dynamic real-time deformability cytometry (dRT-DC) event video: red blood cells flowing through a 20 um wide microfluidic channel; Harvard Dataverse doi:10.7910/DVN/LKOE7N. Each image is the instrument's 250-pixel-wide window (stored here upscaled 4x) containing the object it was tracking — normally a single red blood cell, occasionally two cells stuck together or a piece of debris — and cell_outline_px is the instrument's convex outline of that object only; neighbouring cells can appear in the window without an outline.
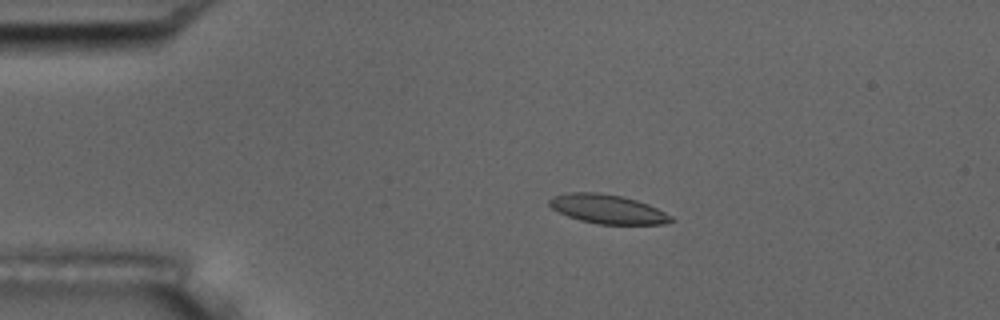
{"species": "common noctule bat (a hibernating species)", "species_latin": "Nyctalus noctula", "temperature_condition": "room temperature", "stored_images_in_passage": 50, "camera_frame_rate_fps": 3000, "um_per_image_px": 0.085, "animal": {"sex": "male", "body_mass_g": 17.5, "forearm_length_mm": 52.3}, "frame": {"image": 1, "passage_image": 5, "time_ms": 1.333, "image_size_px": [1000, 320], "cell_outline_px": [[672, 220], [664, 224], [600, 224], [580, 220], [568, 216], [552, 208], [548, 204], [548, 200], [552, 196], [568, 192], [596, 192], [620, 196], [636, 200], [648, 204], [672, 216]], "centroid_in_image_um": [51.61, 17.76], "position_along_channel_um": 33.4, "area_um2": 20.4}}
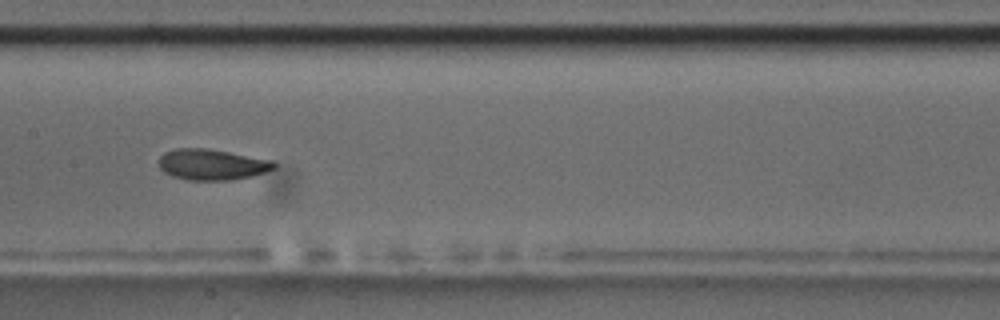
{"frame": {"image": 2, "passage_image": 22, "time_ms": 7.0, "image_size_px": [1000, 320], "cell_outline_px": [[276, 168], [252, 176], [228, 180], [188, 180], [172, 176], [164, 172], [160, 168], [160, 156], [164, 152], [176, 148], [208, 148], [272, 160], [276, 164]], "centroid_in_image_um": [18.01, 13.98], "position_along_channel_um": 189.4, "area_um2": 20.69}}
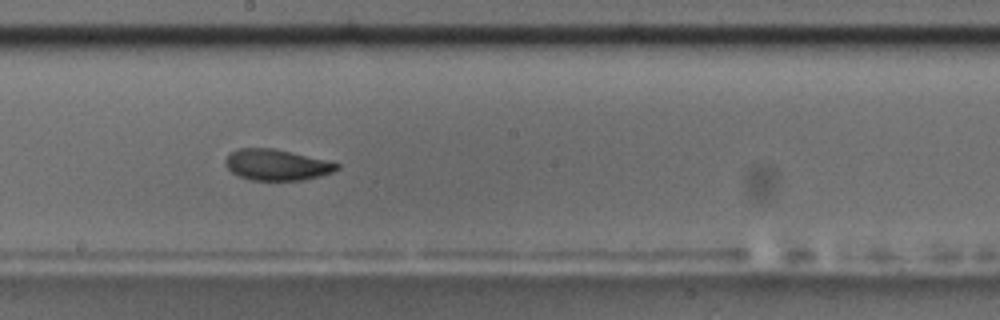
{"frame": {"image": 3, "passage_image": 25, "time_ms": 8.0, "image_size_px": [1000, 320], "cell_outline_px": [[340, 168], [332, 172], [304, 180], [252, 180], [240, 176], [232, 172], [224, 164], [224, 160], [228, 152], [240, 148], [272, 148], [324, 160], [340, 164]], "centroid_in_image_um": [23.46, 14.01], "position_along_channel_um": 224.7, "area_um2": 19.94}, "authors_computed_cell_mechanics": {"area_um2": 20.6057, "velocity_mm_per_s": 3.5455, "shape_relaxation_time_tau1_ms": 4.8184, "shape_relaxation_time_tau2_ms": 1.9786, "deformation_change_tau1": 0.1126, "deformation_change_tau2": 0.0526}}